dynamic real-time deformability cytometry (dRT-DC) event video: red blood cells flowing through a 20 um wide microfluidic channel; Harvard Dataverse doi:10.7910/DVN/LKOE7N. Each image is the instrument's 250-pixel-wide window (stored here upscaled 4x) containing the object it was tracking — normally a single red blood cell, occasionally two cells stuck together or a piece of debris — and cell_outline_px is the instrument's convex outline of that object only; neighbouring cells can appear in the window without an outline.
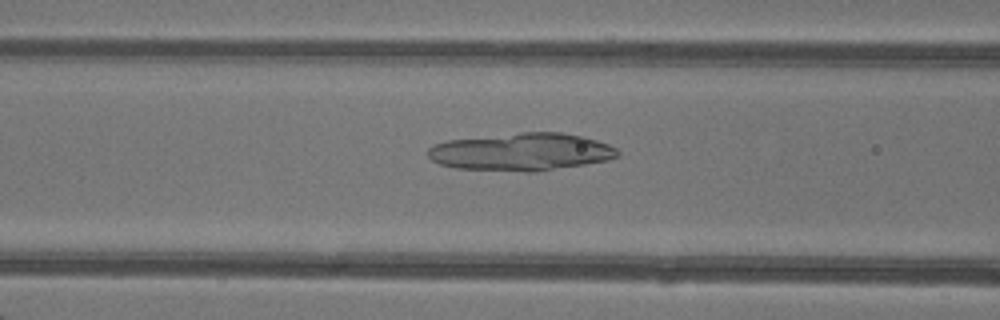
{"species": "common noctule bat (a hibernating species)", "species_latin": "Nyctalus noctula", "temperature_condition": "warm", "stored_images_in_passage": 40, "camera_frame_rate_fps": 3000, "um_per_image_px": 0.085, "animal": {"sex": "female"}, "frame": {"image": 1, "passage_image": 12, "time_ms": 3.667, "image_size_px": [1000, 320], "cell_outline_px": [[620, 152], [616, 156], [608, 160], [536, 172], [524, 172], [456, 168], [440, 164], [432, 160], [424, 152], [432, 144], [448, 140], [520, 132], [560, 132], [584, 136], [608, 144], [616, 148]], "centroid_in_image_um": [44.28, 12.91], "position_along_channel_um": 122.3, "area_um2": 41.79}}
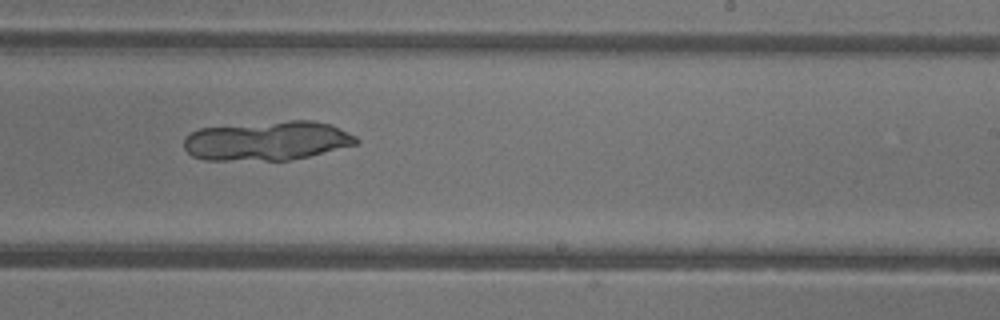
{"frame": {"image": 2, "passage_image": 22, "time_ms": 7.0, "image_size_px": [1000, 320], "cell_outline_px": [[360, 140], [356, 144], [308, 156], [288, 160], [204, 160], [192, 156], [184, 148], [184, 136], [200, 128], [288, 120], [312, 120], [332, 124], [356, 136]], "centroid_in_image_um": [22.7, 11.96], "position_along_channel_um": 266.3, "area_um2": 39.48}}
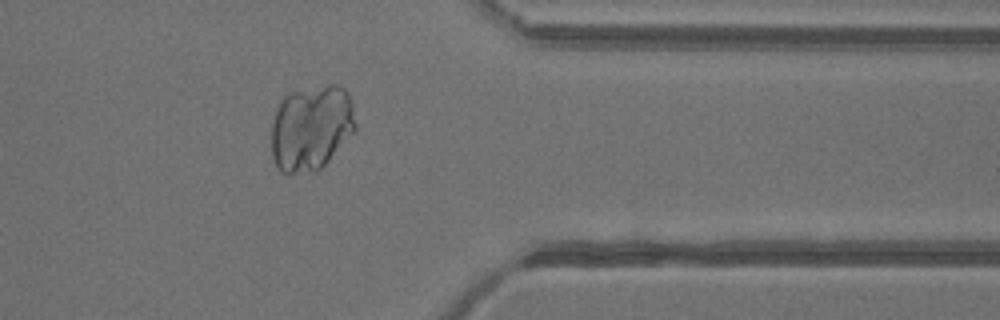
{"frame": {"image": 3, "passage_image": 31, "time_ms": 10.0, "image_size_px": [1000, 320], "cell_outline_px": [[356, 132], [316, 172], [280, 172], [272, 156], [272, 120], [276, 108], [280, 100], [288, 92], [328, 84], [336, 84], [344, 88], [348, 92], [352, 104], [356, 124]], "centroid_in_image_um": [26.46, 10.83], "position_along_channel_um": 384.9, "area_um2": 42.31}}